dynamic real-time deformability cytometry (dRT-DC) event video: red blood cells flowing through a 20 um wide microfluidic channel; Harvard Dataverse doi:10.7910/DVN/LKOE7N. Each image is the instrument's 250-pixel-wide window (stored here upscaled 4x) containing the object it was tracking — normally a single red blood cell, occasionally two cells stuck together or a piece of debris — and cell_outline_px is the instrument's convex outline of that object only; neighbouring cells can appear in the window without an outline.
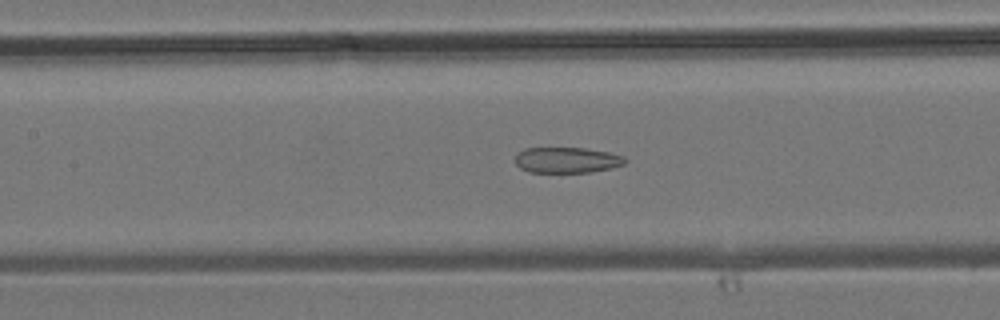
{"species": "common noctule bat (a hibernating species)", "species_latin": "Nyctalus noctula", "temperature_condition": "room temperature", "stored_images_in_passage": 42, "camera_frame_rate_fps": 3000, "um_per_image_px": 0.085, "animal": {"sex": "male", "body_mass_g": 19.2, "forearm_length_mm": 51.8}, "frame": {"image": 1, "passage_image": 19, "time_ms": 6.0, "image_size_px": [1000, 320], "cell_outline_px": [[628, 160], [624, 164], [612, 168], [592, 172], [528, 172], [520, 168], [516, 164], [516, 152], [524, 148], [584, 148], [608, 152], [624, 156]], "centroid_in_image_um": [48.19, 13.6], "position_along_channel_um": 159.2, "area_um2": 16.59}}
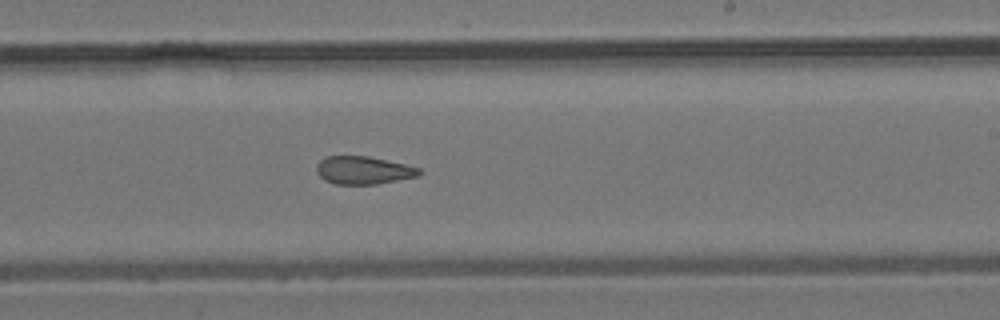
{"frame": {"image": 2, "passage_image": 25, "time_ms": 8.0, "image_size_px": [1000, 320], "cell_outline_px": [[424, 172], [420, 176], [376, 184], [336, 184], [324, 180], [316, 172], [316, 164], [320, 160], [328, 156], [368, 156], [404, 164], [420, 168]], "centroid_in_image_um": [30.9, 14.47], "position_along_channel_um": 258.1, "area_um2": 16.76}}
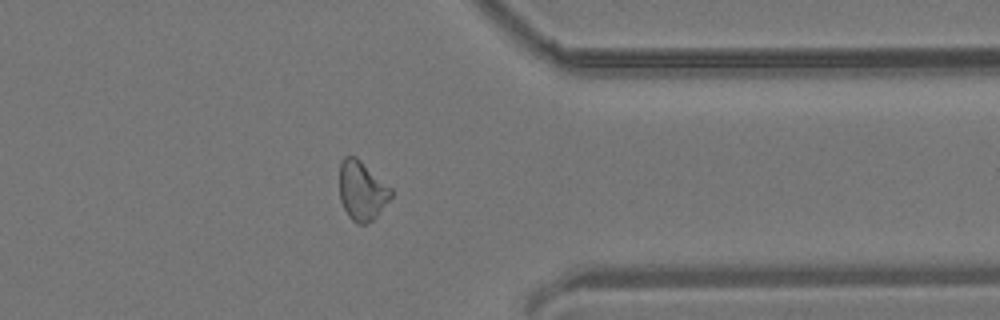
{"frame": {"image": 3, "passage_image": 33, "time_ms": 10.667, "image_size_px": [1000, 320], "cell_outline_px": [[392, 196], [376, 216], [372, 220], [364, 224], [356, 224], [348, 216], [340, 200], [340, 164], [344, 156], [356, 156], [392, 188]], "centroid_in_image_um": [30.76, 16.2], "position_along_channel_um": 380.6, "area_um2": 17.74}}